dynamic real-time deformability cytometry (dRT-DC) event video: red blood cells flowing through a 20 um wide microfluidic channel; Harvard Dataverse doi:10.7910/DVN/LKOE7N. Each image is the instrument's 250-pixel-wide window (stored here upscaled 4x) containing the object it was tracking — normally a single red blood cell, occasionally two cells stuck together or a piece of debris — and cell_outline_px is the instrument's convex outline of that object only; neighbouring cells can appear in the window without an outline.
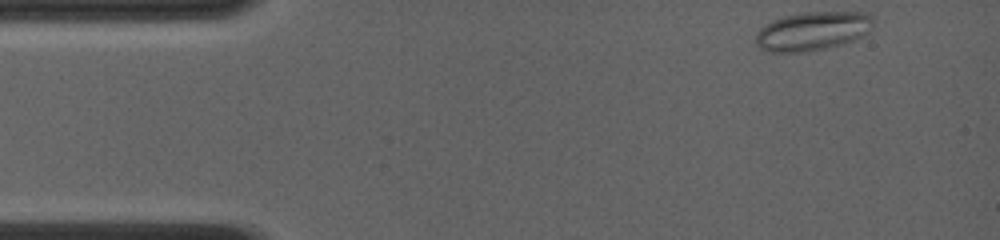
{"species": "common noctule bat (a hibernating species)", "species_latin": "Nyctalus noctula", "temperature_condition": "room temperature", "stored_images_in_passage": 52, "camera_frame_rate_fps": 4000, "um_per_image_px": 0.085, "animal": {"sex": "female", "body_mass_g": 19.0, "forearm_length_mm": 56.7}, "frame": {"image": 1, "passage_image": 1, "time_ms": 0.0, "image_size_px": [1000, 240], "cell_outline_px": [[872, 28], [868, 32], [852, 40], [840, 44], [824, 48], [804, 52], [768, 52], [760, 48], [756, 44], [756, 32], [760, 28], [772, 20], [784, 16], [804, 12], [868, 12], [872, 16]], "centroid_in_image_um": [69.04, 2.63], "position_along_channel_um": 16.0, "area_um2": 26.47}}
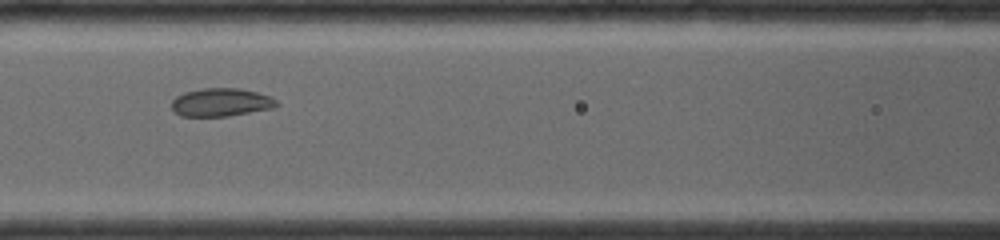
{"frame": {"image": 2, "passage_image": 22, "time_ms": 5.25, "image_size_px": [1000, 240], "cell_outline_px": [[280, 104], [276, 108], [228, 116], [180, 116], [172, 108], [172, 100], [176, 96], [184, 92], [204, 88], [240, 88], [256, 92], [268, 96], [276, 100]], "centroid_in_image_um": [18.81, 8.7], "position_along_channel_um": 147.8, "area_um2": 17.28}}
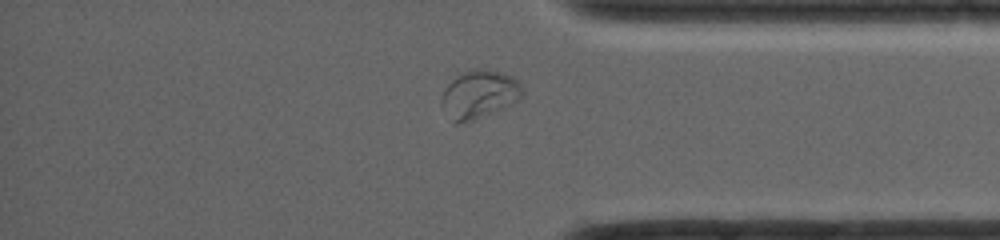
{"frame": {"image": 3, "passage_image": 46, "time_ms": 11.25, "image_size_px": [1000, 240], "cell_outline_px": [[524, 92], [520, 100], [472, 120], [456, 124], [440, 108], [440, 100], [444, 88], [456, 76], [472, 68], [500, 72], [512, 76], [524, 88]], "centroid_in_image_um": [40.7, 8.02], "position_along_channel_um": 394.5, "area_um2": 22.6}}